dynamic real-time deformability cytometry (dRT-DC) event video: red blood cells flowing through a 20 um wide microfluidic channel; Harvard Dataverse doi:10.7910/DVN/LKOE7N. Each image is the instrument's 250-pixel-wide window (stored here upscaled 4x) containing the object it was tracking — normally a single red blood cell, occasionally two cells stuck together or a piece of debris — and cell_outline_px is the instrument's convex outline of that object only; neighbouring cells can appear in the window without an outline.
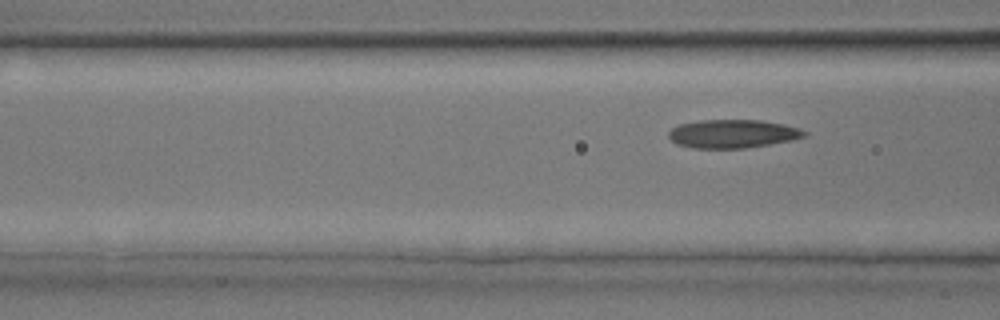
{"species": "common noctule bat (a hibernating species)", "species_latin": "Nyctalus noctula", "temperature_condition": "room temperature", "stored_images_in_passage": 5, "camera_frame_rate_fps": 3000, "um_per_image_px": 0.085, "animal": {"sex": "male", "body_mass_g": 17.9, "forearm_length_mm": 54.2}, "frame": {"image": 1, "passage_image": 5, "time_ms": 4.667, "image_size_px": [1000, 320], "cell_outline_px": [[808, 132], [804, 136], [792, 140], [744, 148], [692, 148], [676, 144], [668, 136], [668, 132], [672, 128], [680, 124], [700, 120], [760, 120], [784, 124], [800, 128]], "centroid_in_image_um": [62.27, 11.37], "position_along_channel_um": 104.3, "area_um2": 22.43}}